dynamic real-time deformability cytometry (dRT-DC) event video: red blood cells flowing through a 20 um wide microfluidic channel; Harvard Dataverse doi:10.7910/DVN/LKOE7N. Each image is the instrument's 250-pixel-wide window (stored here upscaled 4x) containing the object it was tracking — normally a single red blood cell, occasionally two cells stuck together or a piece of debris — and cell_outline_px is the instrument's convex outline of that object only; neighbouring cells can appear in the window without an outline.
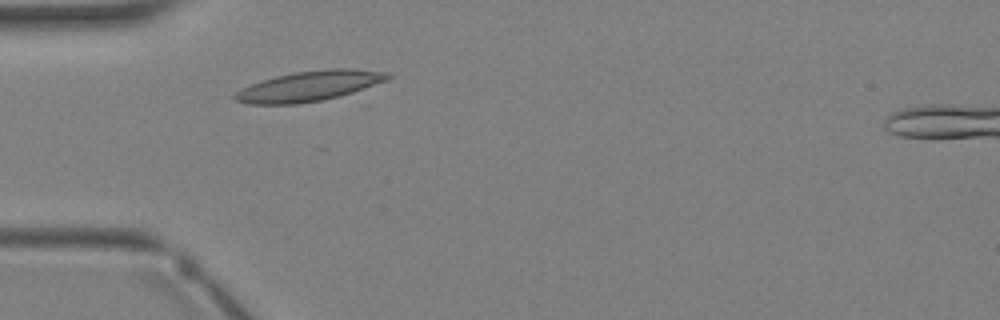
{"species": "Egyptian fruit bat (a non-hibernating species)", "species_latin": "Rousettus aegyptiacus", "temperature_condition": "warm", "stored_images_in_passage": 3, "camera_frame_rate_fps": 3000, "um_per_image_px": 0.085, "animal": {"sex": "female"}, "frame": {"image": 1, "passage_image": 3, "time_ms": 2.333, "image_size_px": [1000, 320], "cell_outline_px": [[392, 76], [388, 80], [340, 96], [320, 100], [296, 104], [248, 104], [236, 100], [232, 96], [236, 92], [260, 80], [276, 76], [296, 72], [328, 68], [352, 68], [388, 72]], "centroid_in_image_um": [26.31, 7.3], "position_along_channel_um": 58.7, "area_um2": 26.7}}